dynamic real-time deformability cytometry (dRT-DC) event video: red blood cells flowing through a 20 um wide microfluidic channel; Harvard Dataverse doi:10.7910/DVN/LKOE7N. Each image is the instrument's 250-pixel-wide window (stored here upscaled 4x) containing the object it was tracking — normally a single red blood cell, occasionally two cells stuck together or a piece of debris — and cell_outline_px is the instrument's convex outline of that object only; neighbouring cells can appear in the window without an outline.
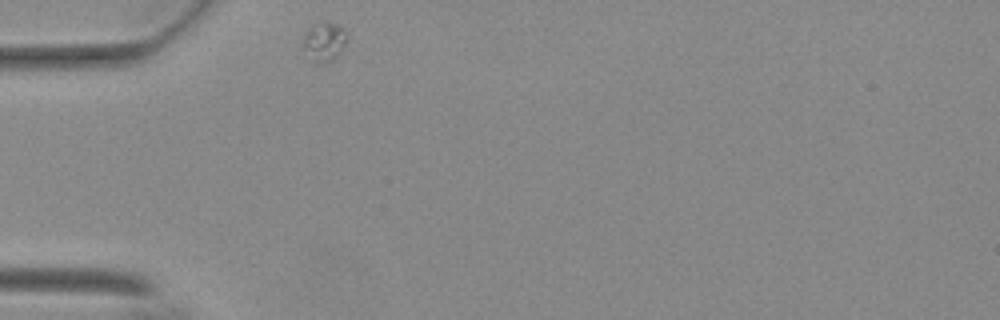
{"species": "Egyptian fruit bat (a non-hibernating species)", "species_latin": "Rousettus aegyptiacus", "temperature_condition": "warm", "stored_images_in_passage": 5, "camera_frame_rate_fps": 3000, "um_per_image_px": 0.085, "animal": {"sex": "female"}, "frame": {"image": 1, "passage_image": 1, "time_ms": 0.0, "image_size_px": [1000, 320], "cell_outline_px": [[348, 40], [344, 48], [332, 60], [320, 64], [312, 60], [304, 44], [304, 32], [312, 24], [324, 20], [328, 20], [340, 24], [344, 28], [348, 36]], "centroid_in_image_um": [27.63, 3.46], "position_along_channel_um": 57.4, "area_um2": 10.23}}